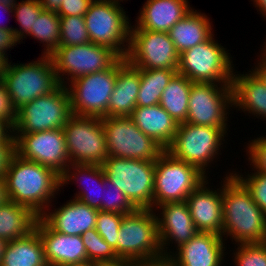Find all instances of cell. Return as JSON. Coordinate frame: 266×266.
<instances>
[{"mask_svg":"<svg viewBox=\"0 0 266 266\" xmlns=\"http://www.w3.org/2000/svg\"><path fill=\"white\" fill-rule=\"evenodd\" d=\"M21 41L17 38L14 30L0 29V52L9 57L7 51L14 49ZM9 49V50H8Z\"/></svg>","mask_w":266,"mask_h":266,"instance_id":"cell-44","label":"cell"},{"mask_svg":"<svg viewBox=\"0 0 266 266\" xmlns=\"http://www.w3.org/2000/svg\"><path fill=\"white\" fill-rule=\"evenodd\" d=\"M237 73V74H236ZM234 72L231 88L233 109L249 116L266 120V85L250 69L248 72ZM252 114V115H251ZM260 117V118H259Z\"/></svg>","mask_w":266,"mask_h":266,"instance_id":"cell-25","label":"cell"},{"mask_svg":"<svg viewBox=\"0 0 266 266\" xmlns=\"http://www.w3.org/2000/svg\"><path fill=\"white\" fill-rule=\"evenodd\" d=\"M132 266H172L168 258H162L155 261L147 262H134L132 261Z\"/></svg>","mask_w":266,"mask_h":266,"instance_id":"cell-49","label":"cell"},{"mask_svg":"<svg viewBox=\"0 0 266 266\" xmlns=\"http://www.w3.org/2000/svg\"><path fill=\"white\" fill-rule=\"evenodd\" d=\"M48 207L39 217L52 229L67 235L81 236L96 228L98 211L78 199H70L53 210Z\"/></svg>","mask_w":266,"mask_h":266,"instance_id":"cell-22","label":"cell"},{"mask_svg":"<svg viewBox=\"0 0 266 266\" xmlns=\"http://www.w3.org/2000/svg\"><path fill=\"white\" fill-rule=\"evenodd\" d=\"M226 135L219 127L179 123L173 141L166 151L176 159L196 166L208 177L210 174L207 170L222 154L225 137H228Z\"/></svg>","mask_w":266,"mask_h":266,"instance_id":"cell-5","label":"cell"},{"mask_svg":"<svg viewBox=\"0 0 266 266\" xmlns=\"http://www.w3.org/2000/svg\"><path fill=\"white\" fill-rule=\"evenodd\" d=\"M34 230L43 243L48 266H72L88 263L82 237L52 230L40 217Z\"/></svg>","mask_w":266,"mask_h":266,"instance_id":"cell-20","label":"cell"},{"mask_svg":"<svg viewBox=\"0 0 266 266\" xmlns=\"http://www.w3.org/2000/svg\"><path fill=\"white\" fill-rule=\"evenodd\" d=\"M102 168L137 209H153L155 161L108 157Z\"/></svg>","mask_w":266,"mask_h":266,"instance_id":"cell-8","label":"cell"},{"mask_svg":"<svg viewBox=\"0 0 266 266\" xmlns=\"http://www.w3.org/2000/svg\"><path fill=\"white\" fill-rule=\"evenodd\" d=\"M27 36L43 45L42 55H51L60 46V16L56 12L42 10Z\"/></svg>","mask_w":266,"mask_h":266,"instance_id":"cell-33","label":"cell"},{"mask_svg":"<svg viewBox=\"0 0 266 266\" xmlns=\"http://www.w3.org/2000/svg\"><path fill=\"white\" fill-rule=\"evenodd\" d=\"M225 176L222 178L223 239L231 238L232 244L266 242V215L233 172Z\"/></svg>","mask_w":266,"mask_h":266,"instance_id":"cell-1","label":"cell"},{"mask_svg":"<svg viewBox=\"0 0 266 266\" xmlns=\"http://www.w3.org/2000/svg\"><path fill=\"white\" fill-rule=\"evenodd\" d=\"M114 1H118V2H123V0H114ZM126 2V0H124ZM128 1V0H127Z\"/></svg>","mask_w":266,"mask_h":266,"instance_id":"cell-59","label":"cell"},{"mask_svg":"<svg viewBox=\"0 0 266 266\" xmlns=\"http://www.w3.org/2000/svg\"><path fill=\"white\" fill-rule=\"evenodd\" d=\"M116 78L117 62L109 69L80 76L68 83L66 88L72 114L108 117V104Z\"/></svg>","mask_w":266,"mask_h":266,"instance_id":"cell-15","label":"cell"},{"mask_svg":"<svg viewBox=\"0 0 266 266\" xmlns=\"http://www.w3.org/2000/svg\"><path fill=\"white\" fill-rule=\"evenodd\" d=\"M8 62H9V58L0 52V79H2V76L6 72Z\"/></svg>","mask_w":266,"mask_h":266,"instance_id":"cell-54","label":"cell"},{"mask_svg":"<svg viewBox=\"0 0 266 266\" xmlns=\"http://www.w3.org/2000/svg\"><path fill=\"white\" fill-rule=\"evenodd\" d=\"M231 254L234 266H266V242L235 244ZM235 251V252H234Z\"/></svg>","mask_w":266,"mask_h":266,"instance_id":"cell-37","label":"cell"},{"mask_svg":"<svg viewBox=\"0 0 266 266\" xmlns=\"http://www.w3.org/2000/svg\"><path fill=\"white\" fill-rule=\"evenodd\" d=\"M37 59L13 64L9 60L2 76L17 110L40 96L52 93L60 86L51 56L41 55Z\"/></svg>","mask_w":266,"mask_h":266,"instance_id":"cell-4","label":"cell"},{"mask_svg":"<svg viewBox=\"0 0 266 266\" xmlns=\"http://www.w3.org/2000/svg\"><path fill=\"white\" fill-rule=\"evenodd\" d=\"M1 5L14 7L17 4V0H0Z\"/></svg>","mask_w":266,"mask_h":266,"instance_id":"cell-55","label":"cell"},{"mask_svg":"<svg viewBox=\"0 0 266 266\" xmlns=\"http://www.w3.org/2000/svg\"><path fill=\"white\" fill-rule=\"evenodd\" d=\"M140 89V69L131 66L126 58L117 61V78L108 104V117L130 116L137 107Z\"/></svg>","mask_w":266,"mask_h":266,"instance_id":"cell-26","label":"cell"},{"mask_svg":"<svg viewBox=\"0 0 266 266\" xmlns=\"http://www.w3.org/2000/svg\"><path fill=\"white\" fill-rule=\"evenodd\" d=\"M260 54L257 55L260 58H257L258 60L256 63H254L255 67L252 66L251 70L261 79V81L266 85V55L262 52H259Z\"/></svg>","mask_w":266,"mask_h":266,"instance_id":"cell-47","label":"cell"},{"mask_svg":"<svg viewBox=\"0 0 266 266\" xmlns=\"http://www.w3.org/2000/svg\"><path fill=\"white\" fill-rule=\"evenodd\" d=\"M226 243L221 235L197 232L167 258L172 266H222L228 254Z\"/></svg>","mask_w":266,"mask_h":266,"instance_id":"cell-19","label":"cell"},{"mask_svg":"<svg viewBox=\"0 0 266 266\" xmlns=\"http://www.w3.org/2000/svg\"><path fill=\"white\" fill-rule=\"evenodd\" d=\"M81 237L87 253L88 263L98 264L119 260L114 249L100 236L95 228L87 230Z\"/></svg>","mask_w":266,"mask_h":266,"instance_id":"cell-34","label":"cell"},{"mask_svg":"<svg viewBox=\"0 0 266 266\" xmlns=\"http://www.w3.org/2000/svg\"><path fill=\"white\" fill-rule=\"evenodd\" d=\"M9 197L7 194L6 181L4 176H0V206L7 203Z\"/></svg>","mask_w":266,"mask_h":266,"instance_id":"cell-50","label":"cell"},{"mask_svg":"<svg viewBox=\"0 0 266 266\" xmlns=\"http://www.w3.org/2000/svg\"><path fill=\"white\" fill-rule=\"evenodd\" d=\"M72 266H96V264L86 263V264H82V265H72Z\"/></svg>","mask_w":266,"mask_h":266,"instance_id":"cell-58","label":"cell"},{"mask_svg":"<svg viewBox=\"0 0 266 266\" xmlns=\"http://www.w3.org/2000/svg\"><path fill=\"white\" fill-rule=\"evenodd\" d=\"M93 0H63L59 16H84Z\"/></svg>","mask_w":266,"mask_h":266,"instance_id":"cell-43","label":"cell"},{"mask_svg":"<svg viewBox=\"0 0 266 266\" xmlns=\"http://www.w3.org/2000/svg\"><path fill=\"white\" fill-rule=\"evenodd\" d=\"M0 118L9 122L13 127L17 119V109L2 79H0Z\"/></svg>","mask_w":266,"mask_h":266,"instance_id":"cell-42","label":"cell"},{"mask_svg":"<svg viewBox=\"0 0 266 266\" xmlns=\"http://www.w3.org/2000/svg\"><path fill=\"white\" fill-rule=\"evenodd\" d=\"M208 177L196 166L164 150L155 161L153 210L167 202H184Z\"/></svg>","mask_w":266,"mask_h":266,"instance_id":"cell-9","label":"cell"},{"mask_svg":"<svg viewBox=\"0 0 266 266\" xmlns=\"http://www.w3.org/2000/svg\"><path fill=\"white\" fill-rule=\"evenodd\" d=\"M0 266H48L39 234L7 242Z\"/></svg>","mask_w":266,"mask_h":266,"instance_id":"cell-29","label":"cell"},{"mask_svg":"<svg viewBox=\"0 0 266 266\" xmlns=\"http://www.w3.org/2000/svg\"><path fill=\"white\" fill-rule=\"evenodd\" d=\"M154 210L155 213L158 212L156 217L160 249L163 257L167 258L175 248L177 249L180 245L188 242L198 231L186 201L163 203ZM173 243L175 246L172 249Z\"/></svg>","mask_w":266,"mask_h":266,"instance_id":"cell-18","label":"cell"},{"mask_svg":"<svg viewBox=\"0 0 266 266\" xmlns=\"http://www.w3.org/2000/svg\"><path fill=\"white\" fill-rule=\"evenodd\" d=\"M214 35L179 55V74L192 82L231 84L236 70L233 57Z\"/></svg>","mask_w":266,"mask_h":266,"instance_id":"cell-6","label":"cell"},{"mask_svg":"<svg viewBox=\"0 0 266 266\" xmlns=\"http://www.w3.org/2000/svg\"><path fill=\"white\" fill-rule=\"evenodd\" d=\"M245 150L251 170L266 174V135L249 140Z\"/></svg>","mask_w":266,"mask_h":266,"instance_id":"cell-41","label":"cell"},{"mask_svg":"<svg viewBox=\"0 0 266 266\" xmlns=\"http://www.w3.org/2000/svg\"><path fill=\"white\" fill-rule=\"evenodd\" d=\"M6 244H7V242L0 238V264L2 261V256L4 254V249H5Z\"/></svg>","mask_w":266,"mask_h":266,"instance_id":"cell-56","label":"cell"},{"mask_svg":"<svg viewBox=\"0 0 266 266\" xmlns=\"http://www.w3.org/2000/svg\"><path fill=\"white\" fill-rule=\"evenodd\" d=\"M189 0H146L139 10L131 30L166 32L182 19L193 7Z\"/></svg>","mask_w":266,"mask_h":266,"instance_id":"cell-23","label":"cell"},{"mask_svg":"<svg viewBox=\"0 0 266 266\" xmlns=\"http://www.w3.org/2000/svg\"><path fill=\"white\" fill-rule=\"evenodd\" d=\"M15 152L22 159L37 162L62 175L71 164L63 129L14 134Z\"/></svg>","mask_w":266,"mask_h":266,"instance_id":"cell-17","label":"cell"},{"mask_svg":"<svg viewBox=\"0 0 266 266\" xmlns=\"http://www.w3.org/2000/svg\"><path fill=\"white\" fill-rule=\"evenodd\" d=\"M96 266H132V261L119 259L115 262L98 263Z\"/></svg>","mask_w":266,"mask_h":266,"instance_id":"cell-52","label":"cell"},{"mask_svg":"<svg viewBox=\"0 0 266 266\" xmlns=\"http://www.w3.org/2000/svg\"><path fill=\"white\" fill-rule=\"evenodd\" d=\"M108 157L156 161L164 149L145 135L130 116L103 117Z\"/></svg>","mask_w":266,"mask_h":266,"instance_id":"cell-12","label":"cell"},{"mask_svg":"<svg viewBox=\"0 0 266 266\" xmlns=\"http://www.w3.org/2000/svg\"><path fill=\"white\" fill-rule=\"evenodd\" d=\"M70 96L66 86L40 96L17 110L14 134L63 129L71 117Z\"/></svg>","mask_w":266,"mask_h":266,"instance_id":"cell-10","label":"cell"},{"mask_svg":"<svg viewBox=\"0 0 266 266\" xmlns=\"http://www.w3.org/2000/svg\"><path fill=\"white\" fill-rule=\"evenodd\" d=\"M43 10L39 0H21L13 7V18L20 28H14V33L19 40H24L33 29L35 20Z\"/></svg>","mask_w":266,"mask_h":266,"instance_id":"cell-36","label":"cell"},{"mask_svg":"<svg viewBox=\"0 0 266 266\" xmlns=\"http://www.w3.org/2000/svg\"><path fill=\"white\" fill-rule=\"evenodd\" d=\"M250 171H252L250 172L251 174L248 171L245 175L236 170L232 172L248 189L254 202L266 215V174L253 170Z\"/></svg>","mask_w":266,"mask_h":266,"instance_id":"cell-40","label":"cell"},{"mask_svg":"<svg viewBox=\"0 0 266 266\" xmlns=\"http://www.w3.org/2000/svg\"><path fill=\"white\" fill-rule=\"evenodd\" d=\"M130 117L145 135L152 138L164 150L172 143L179 125L160 104L137 106Z\"/></svg>","mask_w":266,"mask_h":266,"instance_id":"cell-27","label":"cell"},{"mask_svg":"<svg viewBox=\"0 0 266 266\" xmlns=\"http://www.w3.org/2000/svg\"><path fill=\"white\" fill-rule=\"evenodd\" d=\"M120 3L114 0H93L84 18L90 42L109 47L121 58H126L133 23Z\"/></svg>","mask_w":266,"mask_h":266,"instance_id":"cell-7","label":"cell"},{"mask_svg":"<svg viewBox=\"0 0 266 266\" xmlns=\"http://www.w3.org/2000/svg\"><path fill=\"white\" fill-rule=\"evenodd\" d=\"M15 153V143H0V176H4L10 159Z\"/></svg>","mask_w":266,"mask_h":266,"instance_id":"cell-45","label":"cell"},{"mask_svg":"<svg viewBox=\"0 0 266 266\" xmlns=\"http://www.w3.org/2000/svg\"><path fill=\"white\" fill-rule=\"evenodd\" d=\"M90 43L84 16H60V46Z\"/></svg>","mask_w":266,"mask_h":266,"instance_id":"cell-35","label":"cell"},{"mask_svg":"<svg viewBox=\"0 0 266 266\" xmlns=\"http://www.w3.org/2000/svg\"><path fill=\"white\" fill-rule=\"evenodd\" d=\"M177 70L140 69V89L137 106H153L160 103L162 92L169 84Z\"/></svg>","mask_w":266,"mask_h":266,"instance_id":"cell-32","label":"cell"},{"mask_svg":"<svg viewBox=\"0 0 266 266\" xmlns=\"http://www.w3.org/2000/svg\"><path fill=\"white\" fill-rule=\"evenodd\" d=\"M63 131L71 164L102 165L108 158L101 118L72 114Z\"/></svg>","mask_w":266,"mask_h":266,"instance_id":"cell-13","label":"cell"},{"mask_svg":"<svg viewBox=\"0 0 266 266\" xmlns=\"http://www.w3.org/2000/svg\"><path fill=\"white\" fill-rule=\"evenodd\" d=\"M192 81L178 72L162 92L160 106L179 124L186 122Z\"/></svg>","mask_w":266,"mask_h":266,"instance_id":"cell-31","label":"cell"},{"mask_svg":"<svg viewBox=\"0 0 266 266\" xmlns=\"http://www.w3.org/2000/svg\"><path fill=\"white\" fill-rule=\"evenodd\" d=\"M117 257L134 262L164 258L160 249L155 210L136 209L124 214L117 238Z\"/></svg>","mask_w":266,"mask_h":266,"instance_id":"cell-3","label":"cell"},{"mask_svg":"<svg viewBox=\"0 0 266 266\" xmlns=\"http://www.w3.org/2000/svg\"><path fill=\"white\" fill-rule=\"evenodd\" d=\"M0 143H15L14 127L0 118Z\"/></svg>","mask_w":266,"mask_h":266,"instance_id":"cell-46","label":"cell"},{"mask_svg":"<svg viewBox=\"0 0 266 266\" xmlns=\"http://www.w3.org/2000/svg\"><path fill=\"white\" fill-rule=\"evenodd\" d=\"M3 13V12H5V13H9L8 15L10 16H12V14H13V7H9V6H5V5H1L0 4V13ZM11 13V14H10ZM1 21V20H0ZM3 23V22H2ZM0 29H4V30H14V28L11 26H8V25H2L1 23H0Z\"/></svg>","mask_w":266,"mask_h":266,"instance_id":"cell-53","label":"cell"},{"mask_svg":"<svg viewBox=\"0 0 266 266\" xmlns=\"http://www.w3.org/2000/svg\"><path fill=\"white\" fill-rule=\"evenodd\" d=\"M253 1V6L256 7L257 12L260 11V15L266 18V0H251ZM266 20V19H265Z\"/></svg>","mask_w":266,"mask_h":266,"instance_id":"cell-51","label":"cell"},{"mask_svg":"<svg viewBox=\"0 0 266 266\" xmlns=\"http://www.w3.org/2000/svg\"><path fill=\"white\" fill-rule=\"evenodd\" d=\"M209 177L186 198L190 214L198 232H209L222 236V180L220 187L210 188Z\"/></svg>","mask_w":266,"mask_h":266,"instance_id":"cell-21","label":"cell"},{"mask_svg":"<svg viewBox=\"0 0 266 266\" xmlns=\"http://www.w3.org/2000/svg\"><path fill=\"white\" fill-rule=\"evenodd\" d=\"M231 107H233L231 84L192 82L186 122L219 127L228 136Z\"/></svg>","mask_w":266,"mask_h":266,"instance_id":"cell-14","label":"cell"},{"mask_svg":"<svg viewBox=\"0 0 266 266\" xmlns=\"http://www.w3.org/2000/svg\"><path fill=\"white\" fill-rule=\"evenodd\" d=\"M38 218L30 208L8 201L0 206V238L10 242L26 237L34 230Z\"/></svg>","mask_w":266,"mask_h":266,"instance_id":"cell-30","label":"cell"},{"mask_svg":"<svg viewBox=\"0 0 266 266\" xmlns=\"http://www.w3.org/2000/svg\"><path fill=\"white\" fill-rule=\"evenodd\" d=\"M179 53L166 32L130 30L126 61L138 69L177 70Z\"/></svg>","mask_w":266,"mask_h":266,"instance_id":"cell-16","label":"cell"},{"mask_svg":"<svg viewBox=\"0 0 266 266\" xmlns=\"http://www.w3.org/2000/svg\"><path fill=\"white\" fill-rule=\"evenodd\" d=\"M136 209L121 189L104 176L103 211L129 214Z\"/></svg>","mask_w":266,"mask_h":266,"instance_id":"cell-38","label":"cell"},{"mask_svg":"<svg viewBox=\"0 0 266 266\" xmlns=\"http://www.w3.org/2000/svg\"><path fill=\"white\" fill-rule=\"evenodd\" d=\"M124 214L98 211L96 231L114 249L117 255V238Z\"/></svg>","mask_w":266,"mask_h":266,"instance_id":"cell-39","label":"cell"},{"mask_svg":"<svg viewBox=\"0 0 266 266\" xmlns=\"http://www.w3.org/2000/svg\"><path fill=\"white\" fill-rule=\"evenodd\" d=\"M104 176L102 165L70 164L60 176L61 189L63 190L69 182L70 184L71 182L79 183L80 191L78 190L72 197L84 202L89 207L103 211Z\"/></svg>","mask_w":266,"mask_h":266,"instance_id":"cell-24","label":"cell"},{"mask_svg":"<svg viewBox=\"0 0 266 266\" xmlns=\"http://www.w3.org/2000/svg\"><path fill=\"white\" fill-rule=\"evenodd\" d=\"M266 39V38H265ZM264 46H262V48H261V52L263 53V54H265L266 55V40H265V42H264V44H263Z\"/></svg>","mask_w":266,"mask_h":266,"instance_id":"cell-57","label":"cell"},{"mask_svg":"<svg viewBox=\"0 0 266 266\" xmlns=\"http://www.w3.org/2000/svg\"><path fill=\"white\" fill-rule=\"evenodd\" d=\"M212 27L214 26L210 18L193 8L168 31V34L181 54L207 41L214 34Z\"/></svg>","mask_w":266,"mask_h":266,"instance_id":"cell-28","label":"cell"},{"mask_svg":"<svg viewBox=\"0 0 266 266\" xmlns=\"http://www.w3.org/2000/svg\"><path fill=\"white\" fill-rule=\"evenodd\" d=\"M9 201L30 208L40 216L61 192L60 175L37 162L22 159L16 153L4 174ZM53 199V200H52Z\"/></svg>","mask_w":266,"mask_h":266,"instance_id":"cell-2","label":"cell"},{"mask_svg":"<svg viewBox=\"0 0 266 266\" xmlns=\"http://www.w3.org/2000/svg\"><path fill=\"white\" fill-rule=\"evenodd\" d=\"M44 10L58 12L63 0H39Z\"/></svg>","mask_w":266,"mask_h":266,"instance_id":"cell-48","label":"cell"},{"mask_svg":"<svg viewBox=\"0 0 266 266\" xmlns=\"http://www.w3.org/2000/svg\"><path fill=\"white\" fill-rule=\"evenodd\" d=\"M50 56L58 81L63 86L80 76L109 69L121 58L109 47L92 42L59 46Z\"/></svg>","mask_w":266,"mask_h":266,"instance_id":"cell-11","label":"cell"}]
</instances>
